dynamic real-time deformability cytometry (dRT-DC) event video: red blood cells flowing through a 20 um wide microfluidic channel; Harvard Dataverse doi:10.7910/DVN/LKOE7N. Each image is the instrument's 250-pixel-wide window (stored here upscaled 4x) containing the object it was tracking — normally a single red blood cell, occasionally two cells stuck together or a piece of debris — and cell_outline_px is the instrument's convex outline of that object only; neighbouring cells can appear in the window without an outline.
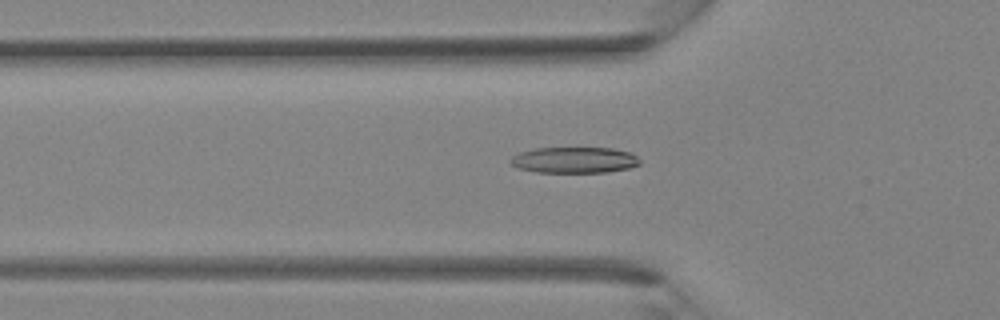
{"species": "Egyptian fruit bat (a non-hibernating species)", "species_latin": "Rousettus aegyptiacus", "temperature_condition": "room temperature", "stored_images_in_passage": 34, "camera_frame_rate_fps": 3000, "um_per_image_px": 0.085, "animal": {"sex": "female"}, "frame": {"image": 1, "passage_image": 13, "time_ms": 4.0, "image_size_px": [1000, 320], "cell_outline_px": [[640, 164], [628, 168], [608, 172], [536, 172], [516, 168], [508, 160], [512, 156], [520, 152], [536, 148], [612, 148], [632, 152], [640, 160]], "centroid_in_image_um": [48.81, 13.6], "position_along_channel_um": 77.0, "area_um2": 19.71}}
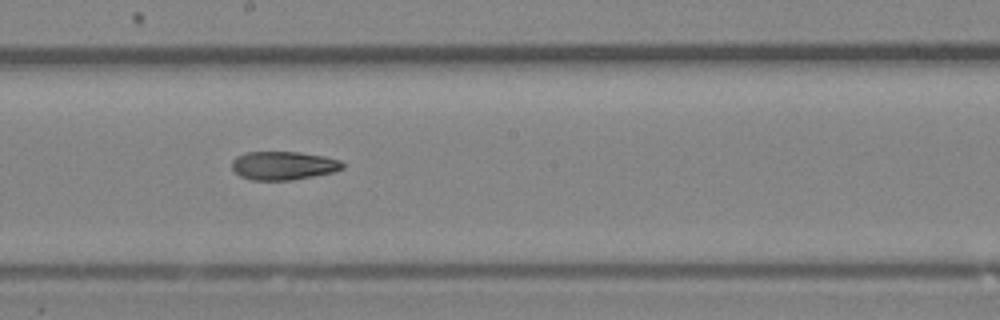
{"frame": {"image": 2, "passage_image": 21, "time_ms": 6.667, "image_size_px": [1000, 320], "cell_outline_px": [[344, 168], [332, 172], [292, 180], [252, 180], [240, 176], [232, 168], [232, 160], [236, 156], [244, 152], [296, 152], [324, 156], [340, 160], [344, 164]], "centroid_in_image_um": [24.06, 14.07], "position_along_channel_um": 224.1, "area_um2": 18.32}}
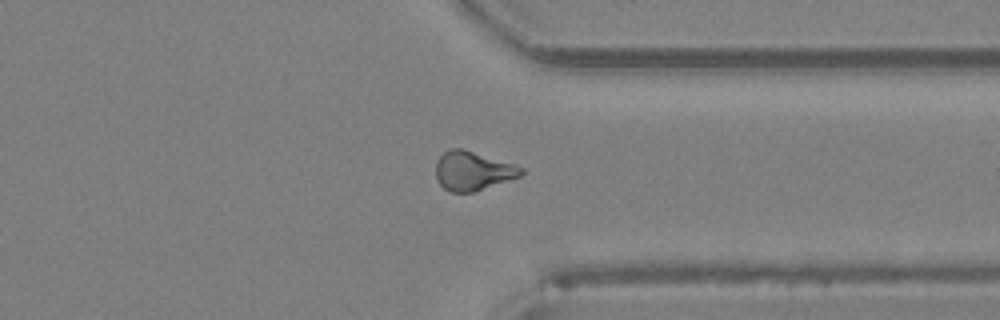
{"frame": {"image": 3, "passage_image": 29, "time_ms": 9.333, "image_size_px": [1000, 320], "cell_outline_px": [[524, 172], [520, 176], [472, 192], [448, 192], [436, 180], [436, 160], [448, 148], [464, 148], [516, 164], [524, 168]], "centroid_in_image_um": [40.17, 14.5], "position_along_channel_um": 371.2, "area_um2": 19.59}}